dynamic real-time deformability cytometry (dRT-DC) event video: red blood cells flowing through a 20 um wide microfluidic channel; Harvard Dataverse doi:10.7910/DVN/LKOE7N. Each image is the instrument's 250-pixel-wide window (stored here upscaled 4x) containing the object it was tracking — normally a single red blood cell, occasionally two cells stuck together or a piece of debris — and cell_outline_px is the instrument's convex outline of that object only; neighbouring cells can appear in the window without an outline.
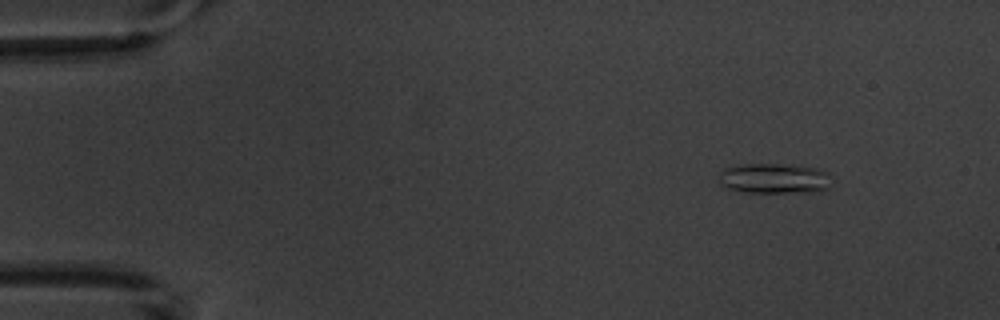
{"species": "common noctule bat (a hibernating species)", "species_latin": "Nyctalus noctula", "temperature_condition": "warm", "stored_images_in_passage": 5, "camera_frame_rate_fps": 3000, "um_per_image_px": 0.085, "animal": {"sex": "male", "body_mass_g": 20.1, "forearm_length_mm": 53.5}, "frame": {"image": 1, "passage_image": 1, "time_ms": 0.0, "image_size_px": [1000, 320], "cell_outline_px": [[828, 188], [812, 192], [744, 192], [724, 188], [720, 184], [720, 172], [724, 168], [744, 164], [780, 164], [820, 168], [828, 172]], "centroid_in_image_um": [65.77, 15.17], "position_along_channel_um": 19.2, "area_um2": 19.77}}